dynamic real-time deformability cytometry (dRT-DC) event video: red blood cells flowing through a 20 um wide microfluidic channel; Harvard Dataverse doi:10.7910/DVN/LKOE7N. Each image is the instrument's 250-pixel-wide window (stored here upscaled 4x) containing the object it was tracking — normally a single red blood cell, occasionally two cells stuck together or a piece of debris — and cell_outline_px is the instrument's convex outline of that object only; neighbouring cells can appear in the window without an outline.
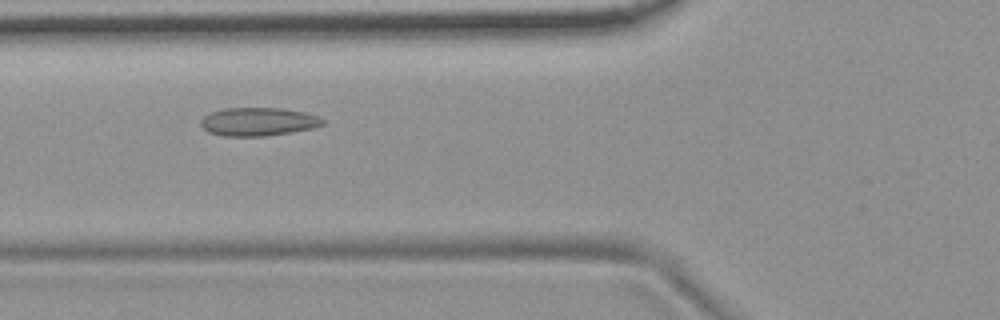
{"species": "common noctule bat (a hibernating species)", "species_latin": "Nyctalus noctula", "temperature_condition": "room temperature", "stored_images_in_passage": 5, "camera_frame_rate_fps": 3000, "um_per_image_px": 0.085, "animal": {"sex": "female", "body_mass_g": 19.9}, "frame": {"image": 1, "passage_image": 5, "time_ms": 1.333, "image_size_px": [1000, 320], "cell_outline_px": [[324, 124], [312, 128], [292, 132], [264, 136], [224, 136], [208, 132], [200, 124], [200, 120], [208, 112], [224, 108], [284, 108], [304, 112], [316, 116], [324, 120]], "centroid_in_image_um": [21.91, 10.34], "position_along_channel_um": 103.9, "area_um2": 20.17}}